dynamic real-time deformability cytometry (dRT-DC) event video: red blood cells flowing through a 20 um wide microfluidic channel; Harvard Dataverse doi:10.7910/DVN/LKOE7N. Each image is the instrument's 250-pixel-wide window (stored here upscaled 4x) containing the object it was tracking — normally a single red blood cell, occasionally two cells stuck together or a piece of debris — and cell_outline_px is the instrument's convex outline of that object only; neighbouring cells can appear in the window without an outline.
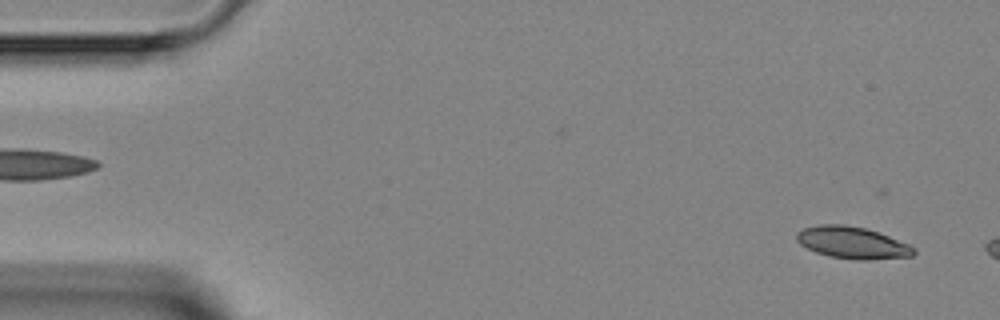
{"species": "Egyptian fruit bat (a non-hibernating species)", "species_latin": "Rousettus aegyptiacus", "temperature_condition": "room temperature", "stored_images_in_passage": 3, "camera_frame_rate_fps": 3000, "um_per_image_px": 0.085, "animal": {"sex": "female"}, "frame": {"image": 1, "passage_image": 1, "time_ms": 0.0, "image_size_px": [1000, 320], "cell_outline_px": [[916, 252], [912, 256], [868, 260], [856, 260], [828, 256], [816, 252], [800, 244], [796, 240], [796, 232], [804, 228], [820, 224], [844, 224], [864, 228], [888, 236], [908, 244], [916, 248]], "centroid_in_image_um": [72.43, 20.63], "position_along_channel_um": 12.6, "area_um2": 21.73}}